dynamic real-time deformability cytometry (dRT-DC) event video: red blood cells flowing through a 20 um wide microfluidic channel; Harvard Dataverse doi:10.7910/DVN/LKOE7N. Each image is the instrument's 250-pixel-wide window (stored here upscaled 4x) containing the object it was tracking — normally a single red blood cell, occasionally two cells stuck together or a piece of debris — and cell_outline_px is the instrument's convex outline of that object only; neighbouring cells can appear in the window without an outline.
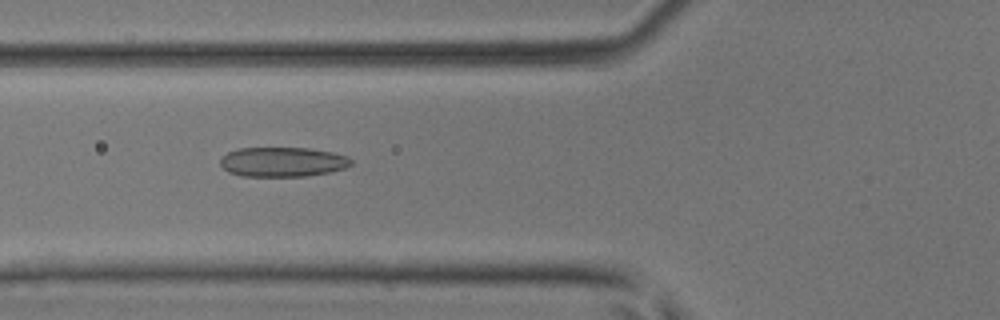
{"species": "common noctule bat (a hibernating species)", "species_latin": "Nyctalus noctula", "temperature_condition": "room temperature", "stored_images_in_passage": 38, "camera_frame_rate_fps": 3000, "um_per_image_px": 0.085, "animal": {"sex": "male", "body_mass_g": 17.9, "forearm_length_mm": 54.2}, "frame": {"image": 1, "passage_image": 9, "time_ms": 2.667, "image_size_px": [1000, 320], "cell_outline_px": [[352, 164], [344, 168], [332, 172], [308, 176], [240, 176], [228, 172], [220, 164], [220, 160], [228, 152], [240, 148], [308, 148], [332, 152], [348, 156], [352, 160]], "centroid_in_image_um": [24.05, 13.77], "position_along_channel_um": 101.8, "area_um2": 22.66}}
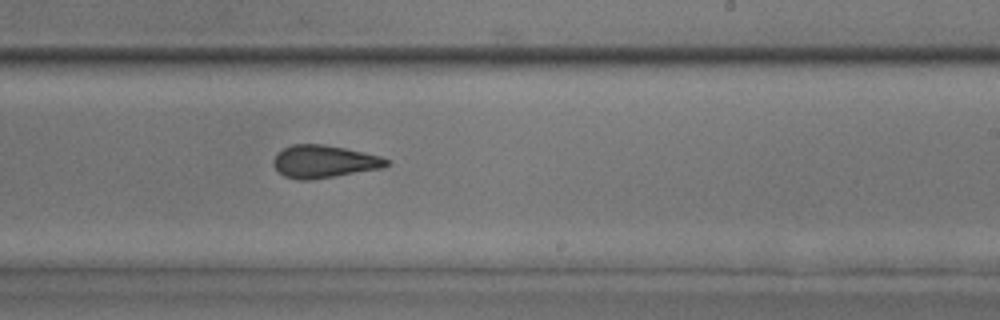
{"frame": {"image": 2, "passage_image": 20, "time_ms": 6.333, "image_size_px": [1000, 320], "cell_outline_px": [[392, 164], [384, 168], [312, 180], [300, 180], [284, 176], [272, 164], [272, 160], [276, 152], [292, 144], [324, 144], [344, 148], [380, 156], [392, 160]], "centroid_in_image_um": [27.57, 13.73], "position_along_channel_um": 261.4, "area_um2": 21.79}}
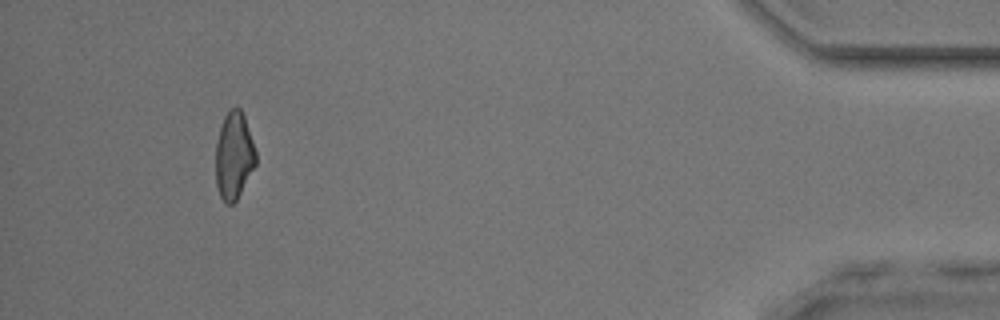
{"frame": {"image": 3, "passage_image": 35, "time_ms": 11.333, "image_size_px": [1000, 320], "cell_outline_px": [[256, 164], [236, 200], [232, 204], [224, 204], [220, 196], [216, 184], [216, 144], [220, 128], [224, 116], [232, 108], [240, 108], [244, 116], [256, 152]], "centroid_in_image_um": [19.87, 13.26], "position_along_channel_um": 415.3, "area_um2": 20.17}}